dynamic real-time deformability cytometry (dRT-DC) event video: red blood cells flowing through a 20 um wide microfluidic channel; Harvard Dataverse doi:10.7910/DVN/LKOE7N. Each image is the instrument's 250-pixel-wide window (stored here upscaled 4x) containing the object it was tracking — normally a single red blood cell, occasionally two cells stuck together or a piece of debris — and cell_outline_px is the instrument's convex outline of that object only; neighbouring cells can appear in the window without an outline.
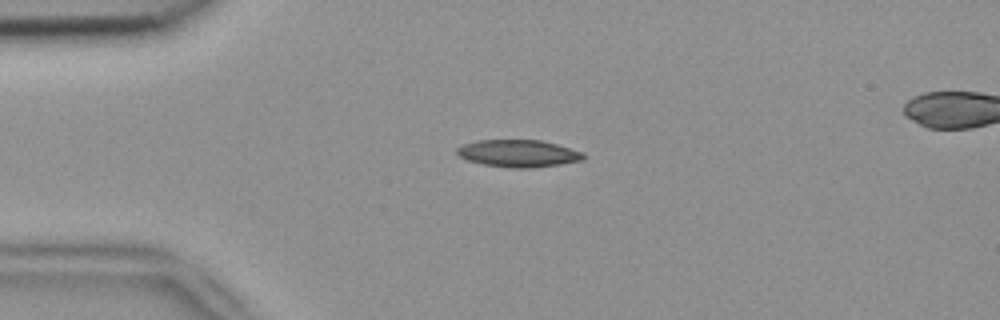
{"species": "common noctule bat (a hibernating species)", "species_latin": "Nyctalus noctula", "temperature_condition": "room temperature", "stored_images_in_passage": 5, "camera_frame_rate_fps": 3000, "um_per_image_px": 0.085, "animal": {"sex": "female", "body_mass_g": 18.4}, "frame": {"image": 1, "passage_image": 3, "time_ms": 0.667, "image_size_px": [1000, 320], "cell_outline_px": [[584, 160], [532, 168], [512, 168], [484, 164], [468, 160], [460, 156], [456, 152], [456, 148], [464, 144], [476, 140], [540, 140], [556, 144], [584, 152]], "centroid_in_image_um": [44.06, 13.03], "position_along_channel_um": 40.9, "area_um2": 19.94}}